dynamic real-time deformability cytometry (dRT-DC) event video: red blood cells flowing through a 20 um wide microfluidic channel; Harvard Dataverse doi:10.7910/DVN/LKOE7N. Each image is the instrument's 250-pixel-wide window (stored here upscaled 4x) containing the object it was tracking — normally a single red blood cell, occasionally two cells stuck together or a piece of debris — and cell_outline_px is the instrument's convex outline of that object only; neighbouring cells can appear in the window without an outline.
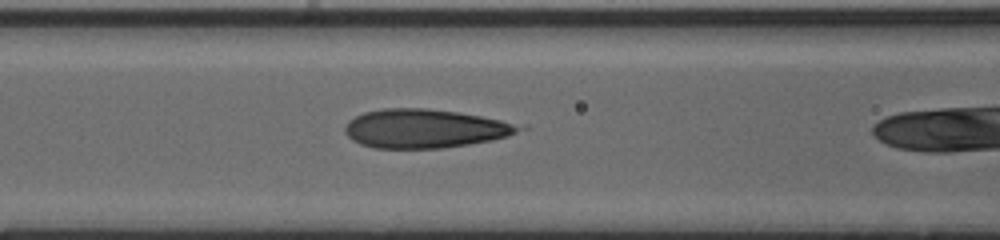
{"species": "human", "species_latin": "Homo sapiens", "temperature_condition": "cold", "stored_images_in_passage": 38, "camera_frame_rate_fps": 3000, "um_per_image_px": 0.085, "donor": {"sex": "male"}, "frame": {"image": 1, "passage_image": 18, "time_ms": 5.667, "image_size_px": [1000, 240], "cell_outline_px": [[528, 128], [508, 136], [492, 140], [444, 148], [376, 148], [360, 144], [352, 140], [344, 132], [344, 128], [348, 120], [364, 112], [384, 108], [428, 108], [460, 112], [528, 124]], "centroid_in_image_um": [36.2, 10.91], "position_along_channel_um": 130.4, "area_um2": 40.0}}
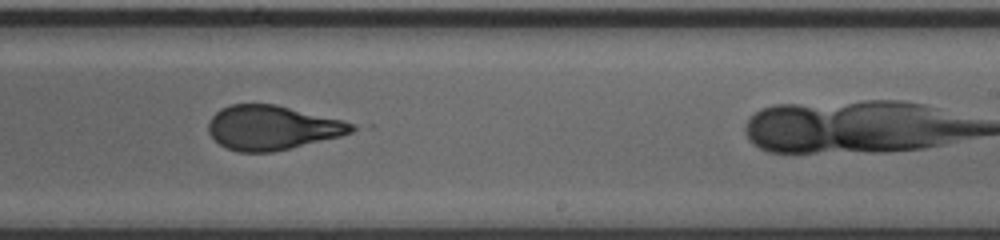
{"frame": {"image": 2, "passage_image": 28, "time_ms": 9.0, "image_size_px": [1000, 240], "cell_outline_px": [[360, 128], [352, 132], [340, 136], [292, 148], [272, 152], [236, 152], [220, 144], [208, 132], [208, 124], [212, 116], [220, 108], [228, 104], [276, 104], [344, 120]], "centroid_in_image_um": [23.14, 10.84], "position_along_channel_um": 265.9, "area_um2": 37.17}}
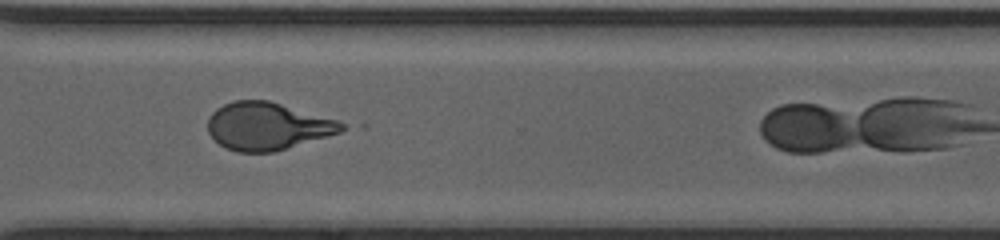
{"frame": {"image": 3, "passage_image": 34, "time_ms": 11.0, "image_size_px": [1000, 240], "cell_outline_px": [[348, 128], [340, 132], [272, 152], [236, 152], [224, 148], [208, 132], [208, 116], [216, 108], [224, 104], [236, 100], [268, 100], [336, 120], [344, 124]], "centroid_in_image_um": [22.68, 10.72], "position_along_channel_um": 347.9, "area_um2": 36.7}}